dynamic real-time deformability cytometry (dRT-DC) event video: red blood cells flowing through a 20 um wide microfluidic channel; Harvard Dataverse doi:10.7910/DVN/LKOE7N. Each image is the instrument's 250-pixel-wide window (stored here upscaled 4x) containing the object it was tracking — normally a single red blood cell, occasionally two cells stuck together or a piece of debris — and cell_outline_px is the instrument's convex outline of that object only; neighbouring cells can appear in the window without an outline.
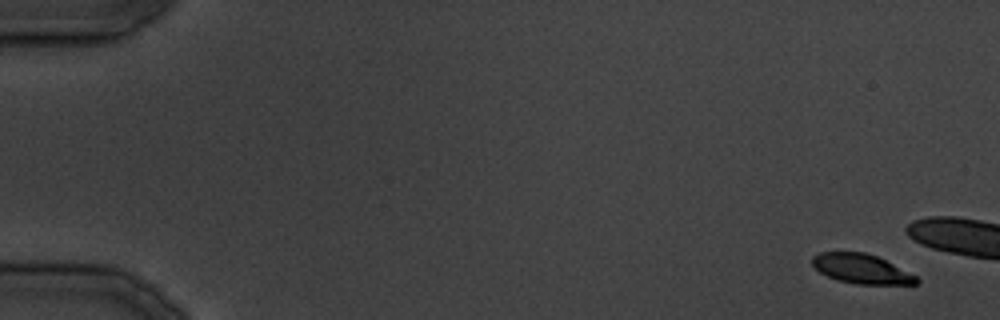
{"species": "common noctule bat (a hibernating species)", "species_latin": "Nyctalus noctula", "temperature_condition": "cold", "stored_images_in_passage": 14, "camera_frame_rate_fps": 3000, "um_per_image_px": 0.085, "animal": {"sex": "male", "body_mass_g": 19.5, "forearm_length_mm": 54.6}, "frame": {"image": 1, "passage_image": 3, "time_ms": 2.333, "image_size_px": [1000, 320], "cell_outline_px": [[920, 280], [916, 284], [856, 284], [840, 280], [828, 276], [820, 272], [812, 264], [812, 256], [820, 252], [864, 252], [876, 256], [916, 276]], "centroid_in_image_um": [73.2, 22.85], "position_along_channel_um": 11.8, "area_um2": 17.57}}